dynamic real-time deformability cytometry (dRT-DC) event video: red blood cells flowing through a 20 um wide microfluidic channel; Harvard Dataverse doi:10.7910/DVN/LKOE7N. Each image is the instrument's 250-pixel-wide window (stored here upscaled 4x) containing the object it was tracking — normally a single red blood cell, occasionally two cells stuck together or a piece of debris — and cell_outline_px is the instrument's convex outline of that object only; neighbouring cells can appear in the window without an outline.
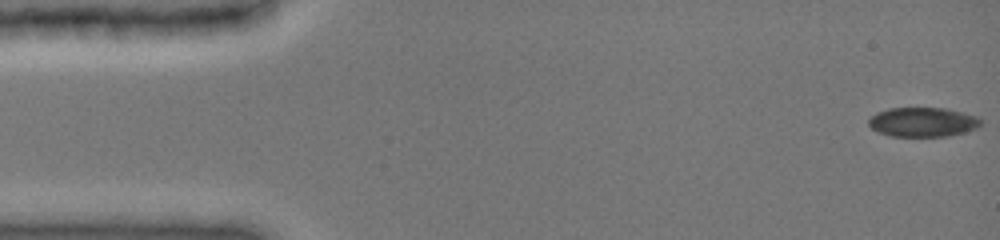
{"species": "common noctule bat (a hibernating species)", "species_latin": "Nyctalus noctula", "temperature_condition": "cold", "stored_images_in_passage": 36, "camera_frame_rate_fps": 3000, "um_per_image_px": 0.085, "animal": {"sex": "female", "body_mass_g": 19.0, "forearm_length_mm": 51.5}, "frame": {"image": 1, "passage_image": 1, "time_ms": 0.0, "image_size_px": [1000, 240], "cell_outline_px": [[980, 124], [976, 128], [964, 132], [948, 136], [892, 136], [880, 132], [872, 128], [868, 124], [868, 120], [876, 112], [888, 108], [944, 108], [976, 116], [980, 120]], "centroid_in_image_um": [78.4, 10.37], "position_along_channel_um": 6.6, "area_um2": 18.96}}
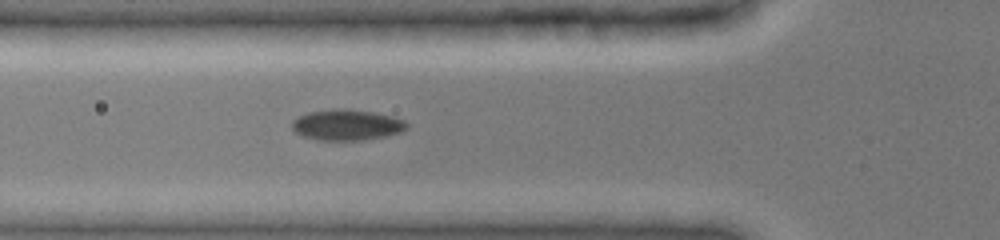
{"frame": {"image": 2, "passage_image": 16, "time_ms": 5.333, "image_size_px": [1000, 240], "cell_outline_px": [[408, 128], [400, 132], [388, 136], [360, 140], [316, 140], [304, 136], [296, 132], [292, 128], [292, 120], [308, 112], [336, 108], [344, 108], [372, 112], [392, 116], [404, 120], [408, 124]], "centroid_in_image_um": [29.49, 10.61], "position_along_channel_um": 96.3, "area_um2": 20.63}}
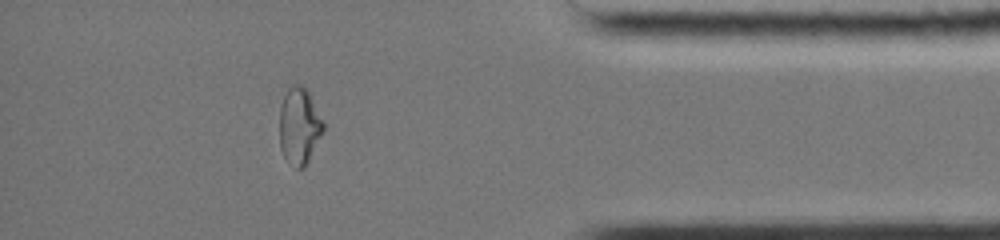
{"frame": {"image": 3, "passage_image": 31, "time_ms": 13.667, "image_size_px": [1000, 240], "cell_outline_px": [[324, 132], [304, 168], [296, 168], [284, 156], [280, 148], [280, 104], [288, 88], [292, 84], [300, 84], [308, 92], [324, 124]], "centroid_in_image_um": [25.43, 10.71], "position_along_channel_um": 409.8, "area_um2": 19.36}, "authors_computed_cell_mechanics": {"area_um2": 19.9699, "velocity_mm_per_s": 3.9928, "shape_relaxation_time_tau1_ms": null, "shape_relaxation_time_tau2_ms": 4.685, "deformation_change_tau1": null, "deformation_change_tau2": 0.0559}}